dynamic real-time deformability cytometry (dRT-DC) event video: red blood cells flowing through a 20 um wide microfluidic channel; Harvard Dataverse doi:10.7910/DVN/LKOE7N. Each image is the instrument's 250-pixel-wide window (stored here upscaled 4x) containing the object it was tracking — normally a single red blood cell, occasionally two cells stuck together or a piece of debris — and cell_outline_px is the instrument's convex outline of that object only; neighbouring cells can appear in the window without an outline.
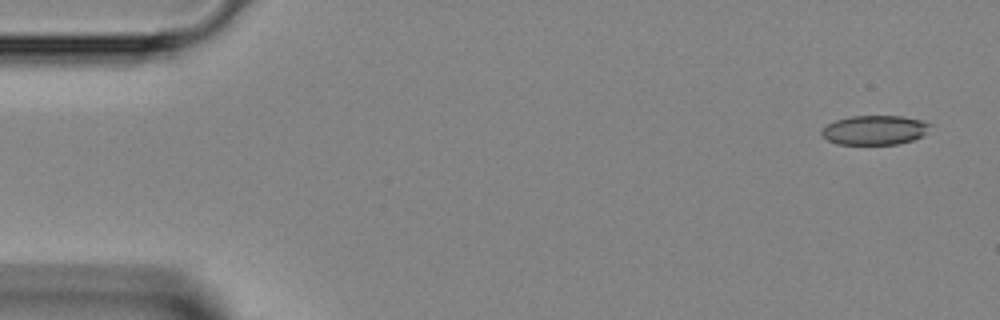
{"species": "Egyptian fruit bat (a non-hibernating species)", "species_latin": "Rousettus aegyptiacus", "temperature_condition": "room temperature", "stored_images_in_passage": 44, "camera_frame_rate_fps": 3000, "um_per_image_px": 0.085, "animal": {"sex": "female"}, "frame": {"image": 1, "passage_image": 1, "time_ms": 0.0, "image_size_px": [1000, 320], "cell_outline_px": [[932, 124], [920, 136], [912, 140], [896, 144], [836, 144], [828, 140], [820, 132], [828, 124], [836, 120], [852, 116], [900, 116], [924, 120]], "centroid_in_image_um": [74.34, 11.05], "position_along_channel_um": 10.7, "area_um2": 18.32}}
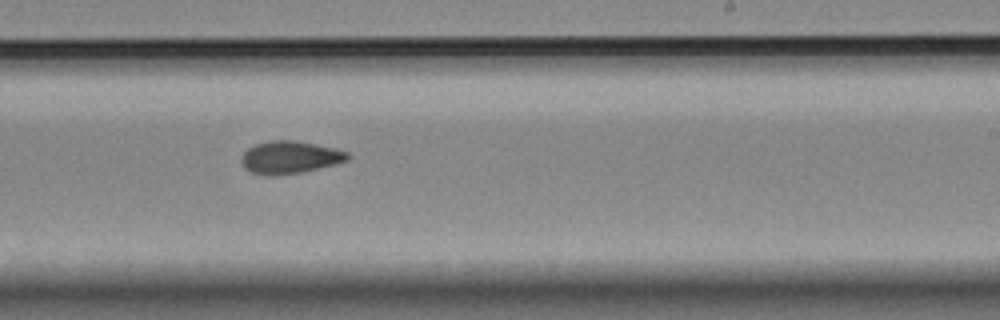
{"frame": {"image": 2, "passage_image": 26, "time_ms": 8.333, "image_size_px": [1000, 320], "cell_outline_px": [[352, 156], [348, 160], [304, 172], [272, 176], [268, 176], [252, 172], [244, 168], [240, 160], [244, 152], [248, 148], [256, 144], [272, 140], [296, 140], [336, 148], [348, 152]], "centroid_in_image_um": [24.65, 13.37], "position_along_channel_um": 264.3, "area_um2": 20.29}}
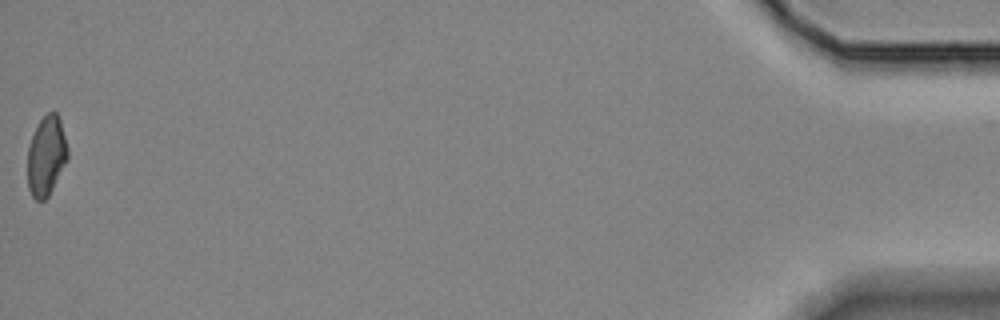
{"frame": {"image": 3, "passage_image": 44, "time_ms": 14.333, "image_size_px": [1000, 320], "cell_outline_px": [[68, 160], [48, 196], [44, 200], [36, 200], [32, 196], [28, 188], [28, 144], [40, 120], [48, 112], [56, 112], [60, 116], [68, 148]], "centroid_in_image_um": [3.95, 13.24], "position_along_channel_um": 431.2, "area_um2": 18.73}}